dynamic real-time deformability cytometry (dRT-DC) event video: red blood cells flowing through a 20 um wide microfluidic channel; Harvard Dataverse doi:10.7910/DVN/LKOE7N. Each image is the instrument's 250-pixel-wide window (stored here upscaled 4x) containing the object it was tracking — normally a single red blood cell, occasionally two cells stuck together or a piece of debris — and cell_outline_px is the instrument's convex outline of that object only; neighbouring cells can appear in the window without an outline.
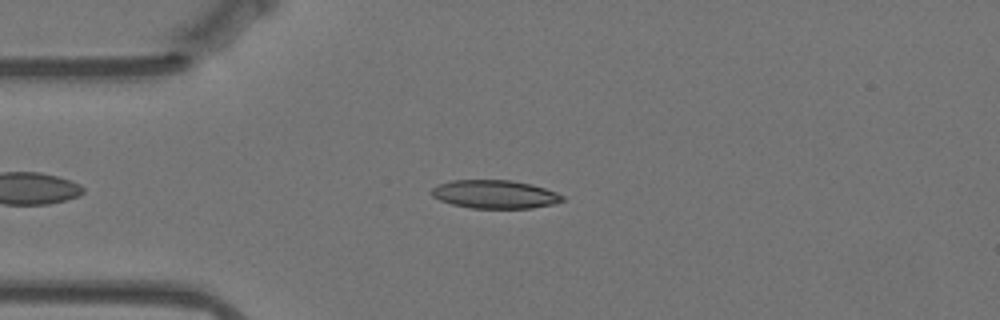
{"species": "Egyptian fruit bat (a non-hibernating species)", "species_latin": "Rousettus aegyptiacus", "temperature_condition": "warm", "stored_images_in_passage": 50, "camera_frame_rate_fps": 3000, "um_per_image_px": 0.085, "animal": {"sex": "female"}, "frame": {"image": 1, "passage_image": 11, "time_ms": 3.333, "image_size_px": [1000, 320], "cell_outline_px": [[564, 200], [552, 204], [532, 208], [472, 208], [452, 204], [440, 200], [432, 196], [432, 188], [440, 184], [452, 180], [512, 180], [532, 184], [556, 192], [564, 196]], "centroid_in_image_um": [42.08, 16.51], "position_along_channel_um": 42.9, "area_um2": 21.5}}
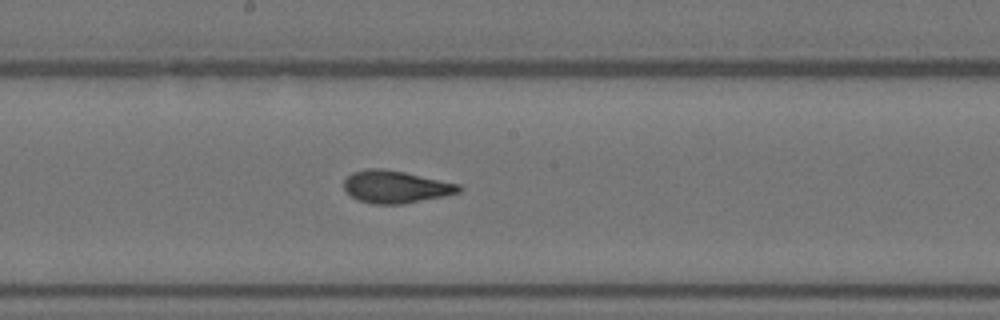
{"frame": {"image": 2, "passage_image": 27, "time_ms": 8.667, "image_size_px": [1000, 320], "cell_outline_px": [[464, 188], [460, 192], [444, 196], [404, 204], [372, 204], [360, 200], [352, 196], [344, 188], [344, 180], [352, 172], [368, 168], [380, 168], [404, 172], [460, 184]], "centroid_in_image_um": [33.66, 15.88], "position_along_channel_um": 214.5, "area_um2": 21.68}}
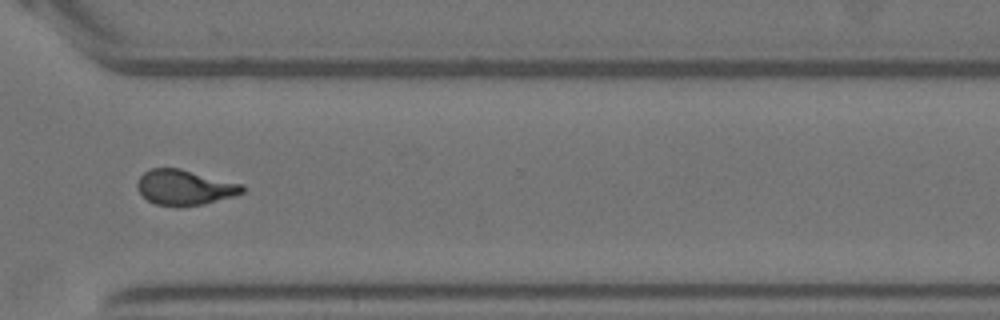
{"frame": {"image": 3, "passage_image": 39, "time_ms": 12.667, "image_size_px": [1000, 320], "cell_outline_px": [[244, 192], [232, 196], [204, 204], [156, 204], [148, 200], [136, 188], [136, 184], [140, 176], [144, 172], [152, 168], [180, 168], [244, 184]], "centroid_in_image_um": [15.7, 15.89], "position_along_channel_um": 354.9, "area_um2": 21.1}, "authors_computed_cell_mechanics": {"area_um2": 21.4727, "velocity_mm_per_s": 3.5201, "shape_relaxation_time_tau1_ms": 4.0401, "shape_relaxation_time_tau2_ms": 1.2722, "deformation_change_tau1": 0.1874, "deformation_change_tau2": 0.0899}}